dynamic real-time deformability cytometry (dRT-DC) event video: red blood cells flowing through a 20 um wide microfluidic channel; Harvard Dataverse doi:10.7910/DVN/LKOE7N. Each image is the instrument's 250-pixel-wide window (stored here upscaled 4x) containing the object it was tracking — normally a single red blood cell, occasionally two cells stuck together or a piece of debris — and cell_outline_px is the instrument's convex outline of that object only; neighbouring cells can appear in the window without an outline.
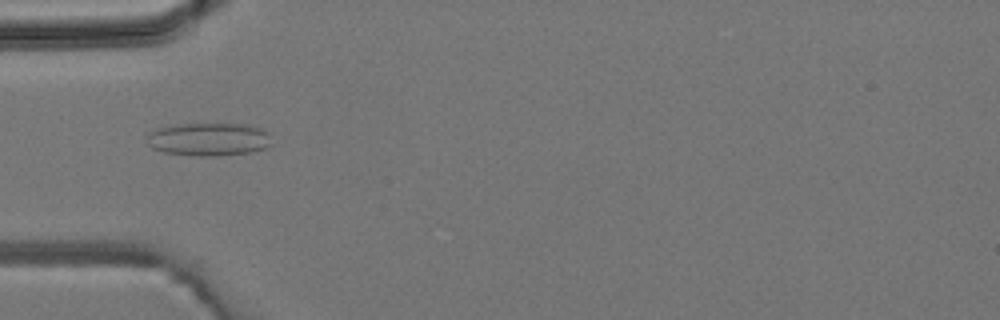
{"species": "common noctule bat (a hibernating species)", "species_latin": "Nyctalus noctula", "temperature_condition": "room temperature", "stored_images_in_passage": 5, "camera_frame_rate_fps": 3000, "um_per_image_px": 0.085, "animal": {"sex": "male", "body_mass_g": 19.2, "forearm_length_mm": 51.8}, "frame": {"image": 1, "passage_image": 4, "time_ms": 4.333, "image_size_px": [1000, 320], "cell_outline_px": [[272, 144], [268, 148], [248, 152], [220, 156], [192, 156], [164, 152], [152, 148], [144, 140], [144, 136], [148, 132], [156, 128], [180, 124], [244, 124], [264, 128], [268, 132]], "centroid_in_image_um": [17.72, 11.84], "position_along_channel_um": 67.3, "area_um2": 24.57}}
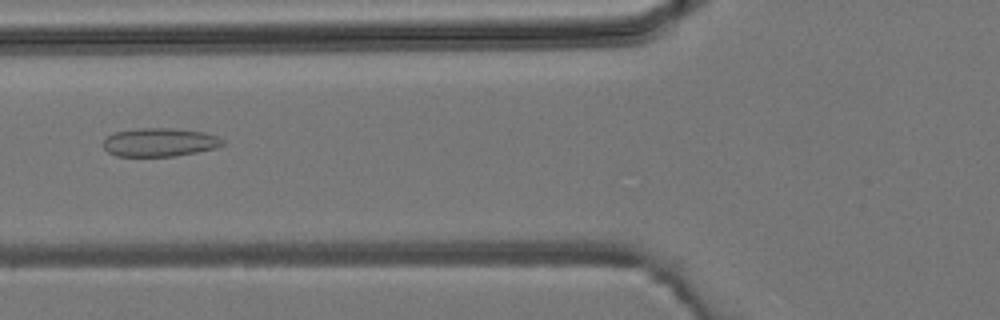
{"frame": {"image": 2, "passage_image": 5, "time_ms": 5.333, "image_size_px": [1000, 320], "cell_outline_px": [[224, 144], [216, 148], [176, 156], [116, 156], [108, 152], [104, 148], [104, 140], [108, 136], [116, 132], [140, 128], [172, 128], [204, 132], [216, 136], [224, 140]], "centroid_in_image_um": [13.58, 12.1], "position_along_channel_um": 112.2, "area_um2": 19.71}}